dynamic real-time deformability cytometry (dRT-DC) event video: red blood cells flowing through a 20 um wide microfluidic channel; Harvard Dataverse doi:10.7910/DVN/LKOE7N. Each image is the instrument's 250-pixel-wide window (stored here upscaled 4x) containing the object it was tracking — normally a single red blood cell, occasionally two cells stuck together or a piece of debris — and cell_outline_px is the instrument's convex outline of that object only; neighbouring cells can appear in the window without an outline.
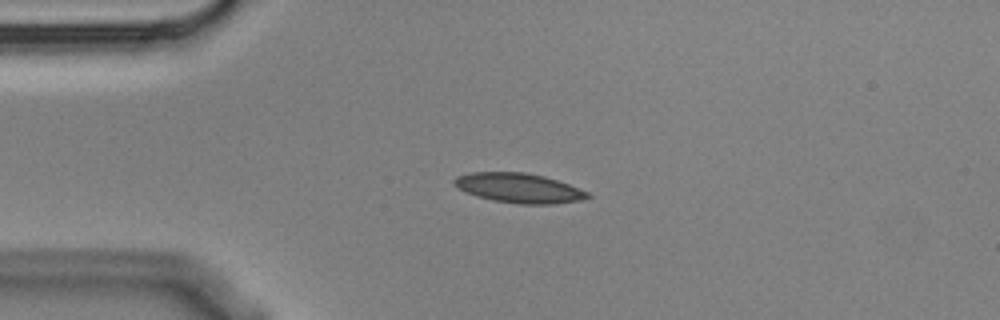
{"species": "Egyptian fruit bat (a non-hibernating species)", "species_latin": "Rousettus aegyptiacus", "temperature_condition": "cold", "stored_images_in_passage": 3, "camera_frame_rate_fps": 3000, "um_per_image_px": 0.085, "animal": {"sex": "male"}, "frame": {"image": 1, "passage_image": 2, "time_ms": 0.333, "image_size_px": [1000, 320], "cell_outline_px": [[592, 196], [580, 200], [552, 204], [520, 204], [492, 200], [476, 196], [452, 184], [452, 180], [456, 176], [472, 172], [524, 172], [544, 176], [568, 184], [588, 192]], "centroid_in_image_um": [44.09, 15.98], "position_along_channel_um": 40.9, "area_um2": 22.89}}